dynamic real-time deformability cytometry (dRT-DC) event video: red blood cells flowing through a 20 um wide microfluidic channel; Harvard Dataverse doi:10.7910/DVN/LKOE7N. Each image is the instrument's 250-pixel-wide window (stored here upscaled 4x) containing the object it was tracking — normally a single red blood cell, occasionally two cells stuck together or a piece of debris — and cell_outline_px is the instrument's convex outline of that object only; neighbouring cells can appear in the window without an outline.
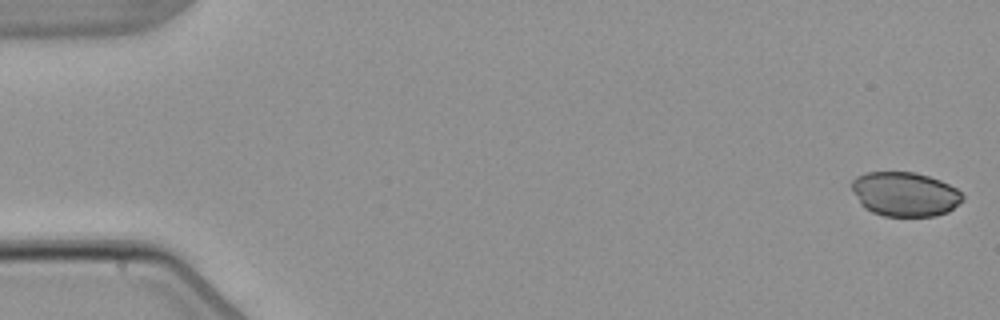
{"species": "common noctule bat (a hibernating species)", "species_latin": "Nyctalus noctula", "temperature_condition": "warm", "stored_images_in_passage": 4, "camera_frame_rate_fps": 3000, "um_per_image_px": 0.085, "animal": {"sex": "male", "body_mass_g": 21.5, "forearm_length_mm": 52.0}, "frame": {"image": 1, "passage_image": 1, "time_ms": 0.0, "image_size_px": [1000, 320], "cell_outline_px": [[964, 200], [948, 212], [936, 216], [884, 216], [872, 212], [864, 208], [860, 204], [852, 188], [852, 180], [856, 176], [864, 172], [916, 172], [940, 180], [956, 188], [964, 196]], "centroid_in_image_um": [76.92, 16.5], "position_along_channel_um": 8.1, "area_um2": 28.78}}
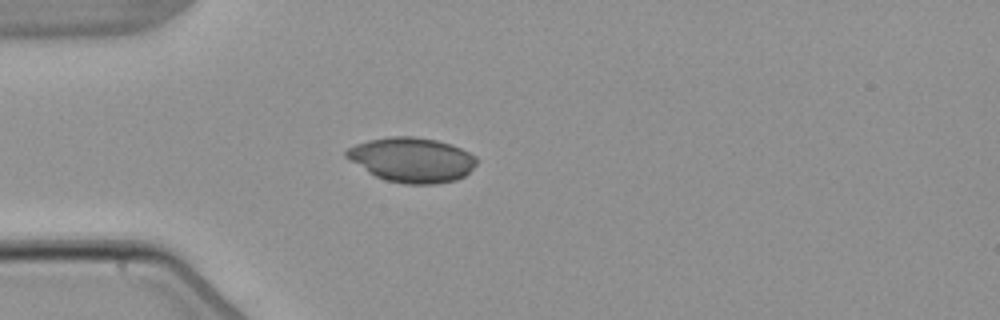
{"frame": {"image": 2, "passage_image": 4, "time_ms": 4.667, "image_size_px": [1000, 320], "cell_outline_px": [[476, 164], [464, 176], [456, 180], [436, 184], [404, 184], [384, 180], [368, 172], [344, 156], [344, 152], [348, 148], [356, 144], [368, 140], [388, 136], [412, 136], [436, 140], [460, 148], [476, 156]], "centroid_in_image_um": [34.98, 13.59], "position_along_channel_um": 50.0, "area_um2": 33.87}}